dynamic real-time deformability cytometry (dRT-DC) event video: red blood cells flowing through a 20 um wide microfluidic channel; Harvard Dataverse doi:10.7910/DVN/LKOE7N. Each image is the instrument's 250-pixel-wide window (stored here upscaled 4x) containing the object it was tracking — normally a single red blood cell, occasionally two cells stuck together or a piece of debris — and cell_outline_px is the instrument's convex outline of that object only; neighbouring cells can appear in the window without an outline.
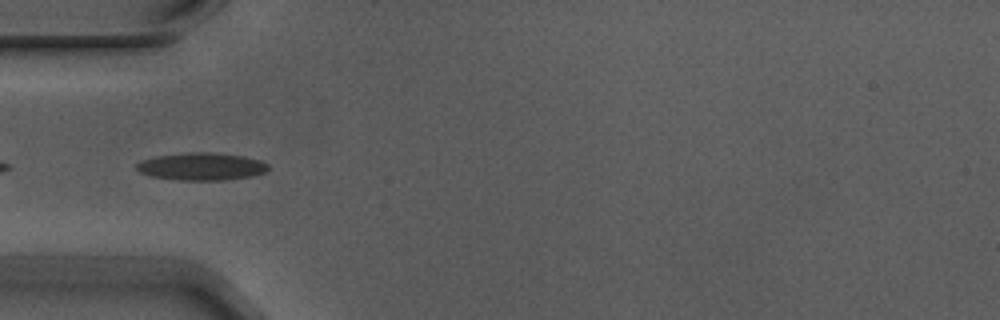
{"species": "Egyptian fruit bat (a non-hibernating species)", "species_latin": "Rousettus aegyptiacus", "temperature_condition": "warm", "stored_images_in_passage": 5, "camera_frame_rate_fps": 3000, "um_per_image_px": 0.085, "animal": {"sex": "male"}, "frame": {"image": 1, "passage_image": 4, "time_ms": 1.0, "image_size_px": [1000, 320], "cell_outline_px": [[268, 172], [252, 176], [224, 180], [180, 180], [152, 176], [140, 172], [136, 168], [136, 164], [144, 160], [156, 156], [188, 152], [208, 152], [244, 156], [260, 160], [268, 164]], "centroid_in_image_um": [17.17, 14.15], "position_along_channel_um": 67.8, "area_um2": 21.04}}